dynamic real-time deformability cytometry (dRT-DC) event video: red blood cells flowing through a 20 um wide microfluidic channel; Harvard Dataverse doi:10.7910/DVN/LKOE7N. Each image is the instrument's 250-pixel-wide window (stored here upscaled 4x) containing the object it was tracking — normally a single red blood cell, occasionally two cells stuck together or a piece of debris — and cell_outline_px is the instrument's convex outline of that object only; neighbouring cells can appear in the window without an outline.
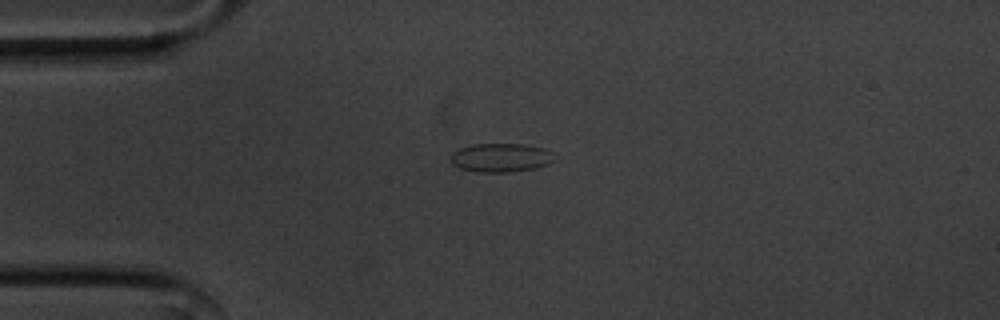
{"species": "common noctule bat (a hibernating species)", "species_latin": "Nyctalus noctula", "temperature_condition": "cold", "stored_images_in_passage": 35, "camera_frame_rate_fps": 3000, "um_per_image_px": 0.085, "animal": {"sex": "male", "body_mass_g": 20.1, "forearm_length_mm": 53.5}, "frame": {"image": 1, "passage_image": 1, "time_ms": 0.0, "image_size_px": [1000, 320], "cell_outline_px": [[556, 160], [548, 164], [536, 168], [504, 172], [476, 172], [460, 168], [452, 164], [452, 152], [460, 148], [472, 144], [524, 144], [544, 148], [552, 152]], "centroid_in_image_um": [42.59, 13.39], "position_along_channel_um": 42.4, "area_um2": 17.4}}
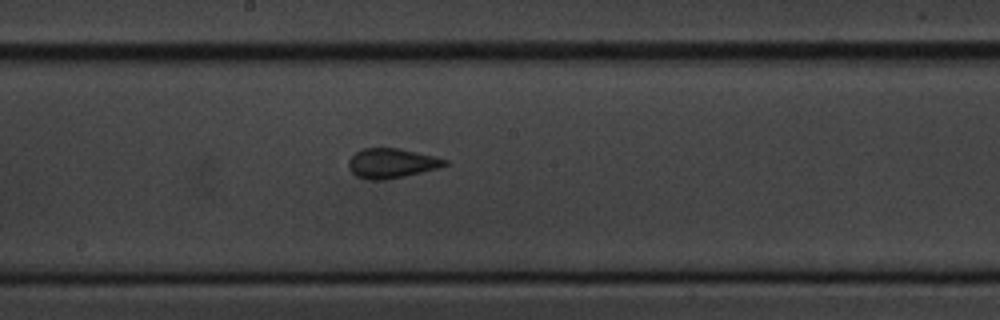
{"frame": {"image": 2, "passage_image": 17, "time_ms": 5.333, "image_size_px": [1000, 320], "cell_outline_px": [[448, 164], [436, 168], [404, 176], [384, 180], [372, 180], [356, 176], [348, 168], [348, 160], [360, 148], [400, 148], [436, 156], [448, 160]], "centroid_in_image_um": [33.26, 13.86], "position_along_channel_um": 214.9, "area_um2": 16.65}}
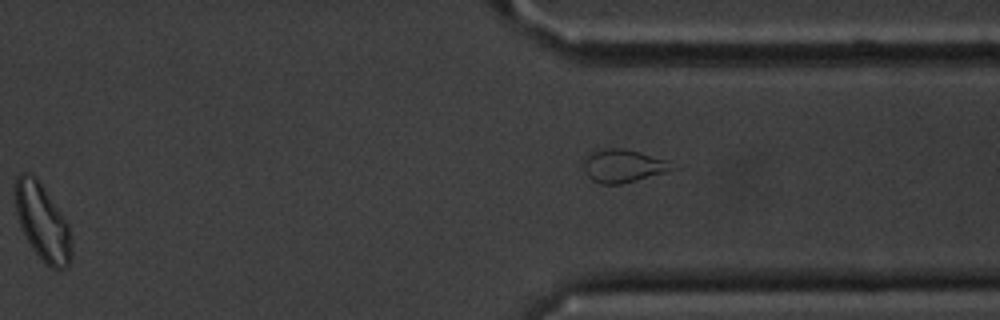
{"frame": {"image": 3, "passage_image": 29, "time_ms": 9.333, "image_size_px": [1000, 320], "cell_outline_px": [[72, 260], [64, 268], [52, 268], [36, 252], [28, 240], [20, 224], [16, 212], [12, 188], [20, 172], [28, 172], [36, 176], [68, 224], [72, 236]], "centroid_in_image_um": [3.6, 18.82], "position_along_channel_um": 407.8, "area_um2": 24.97}, "authors_computed_cell_mechanics": {"area_um2": 16.0106, "velocity_mm_per_s": 3.5879, "shape_relaxation_time_tau1_ms": 5.7229, "shape_relaxation_time_tau2_ms": 1.3478, "deformation_change_tau1": 0.1338, "deformation_change_tau2": 0.0619}}